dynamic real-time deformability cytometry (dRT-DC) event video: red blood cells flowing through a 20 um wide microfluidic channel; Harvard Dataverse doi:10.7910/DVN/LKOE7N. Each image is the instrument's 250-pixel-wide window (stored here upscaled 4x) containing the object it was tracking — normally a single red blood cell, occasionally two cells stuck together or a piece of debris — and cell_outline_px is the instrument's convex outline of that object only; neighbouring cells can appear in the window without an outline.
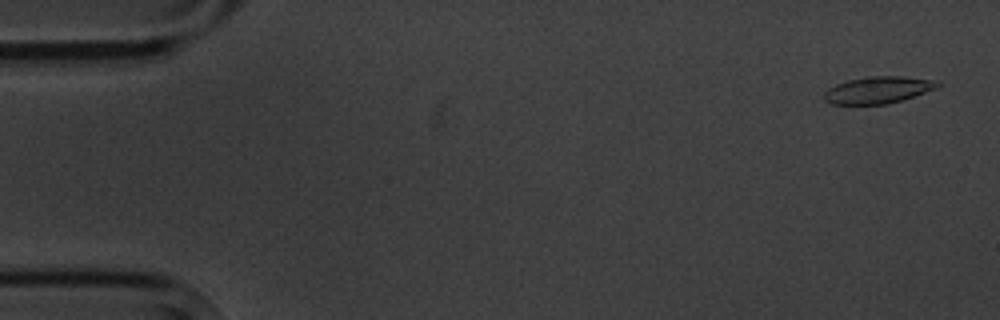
{"species": "common noctule bat (a hibernating species)", "species_latin": "Nyctalus noctula", "temperature_condition": "cold", "stored_images_in_passage": 5, "camera_frame_rate_fps": 3000, "um_per_image_px": 0.085, "animal": {"sex": "male", "body_mass_g": 20.1, "forearm_length_mm": 53.5}, "frame": {"image": 1, "passage_image": 1, "time_ms": 0.0, "image_size_px": [1000, 320], "cell_outline_px": [[940, 84], [936, 88], [904, 100], [888, 104], [832, 104], [824, 100], [824, 92], [828, 88], [836, 84], [848, 80], [868, 76], [904, 76], [932, 80]], "centroid_in_image_um": [74.6, 7.65], "position_along_channel_um": 10.4, "area_um2": 17.74}}
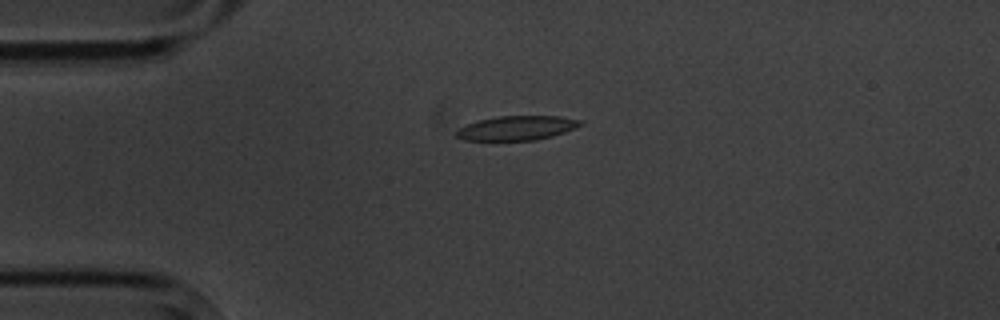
{"frame": {"image": 2, "passage_image": 4, "time_ms": 3.667, "image_size_px": [1000, 320], "cell_outline_px": [[584, 124], [564, 132], [552, 136], [536, 140], [464, 140], [456, 136], [456, 132], [460, 128], [476, 120], [500, 116], [560, 116], [584, 120]], "centroid_in_image_um": [43.97, 10.87], "position_along_channel_um": 41.0, "area_um2": 17.57}}